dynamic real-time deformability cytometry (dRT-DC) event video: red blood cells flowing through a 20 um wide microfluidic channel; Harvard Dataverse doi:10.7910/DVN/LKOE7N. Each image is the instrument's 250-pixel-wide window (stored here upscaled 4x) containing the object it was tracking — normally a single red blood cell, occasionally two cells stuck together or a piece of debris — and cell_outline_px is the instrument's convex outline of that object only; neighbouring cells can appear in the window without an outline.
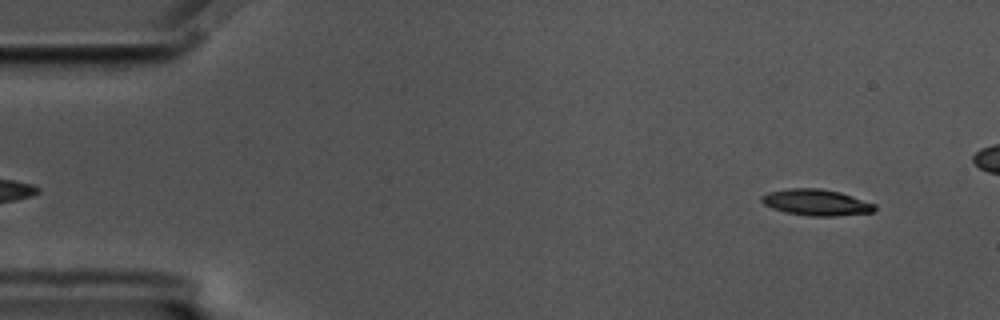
{"species": "common noctule bat (a hibernating species)", "species_latin": "Nyctalus noctula", "temperature_condition": "cold", "stored_images_in_passage": 51, "camera_frame_rate_fps": 3000, "um_per_image_px": 0.085, "animal": {"sex": "male", "body_mass_g": 17.5, "forearm_length_mm": 52.3}, "frame": {"image": 1, "passage_image": 4, "time_ms": 1.0, "image_size_px": [1000, 320], "cell_outline_px": [[876, 212], [836, 216], [812, 216], [784, 212], [772, 208], [764, 204], [760, 200], [760, 196], [768, 192], [788, 188], [820, 188], [840, 192], [876, 204]], "centroid_in_image_um": [69.39, 17.2], "position_along_channel_um": 15.6, "area_um2": 17.46}}
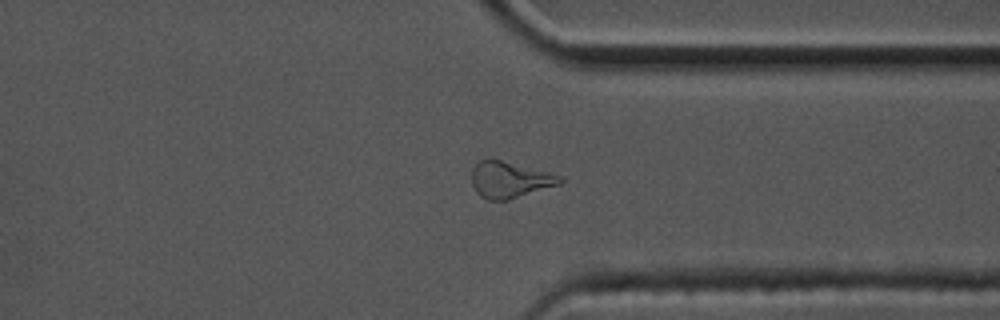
{"frame": {"image": 2, "passage_image": 43, "time_ms": 14.0, "image_size_px": [1000, 320], "cell_outline_px": [[564, 180], [560, 184], [508, 200], [488, 200], [480, 196], [476, 192], [472, 184], [472, 168], [480, 160], [500, 160], [552, 172], [564, 176]], "centroid_in_image_um": [43.36, 15.28], "position_along_channel_um": 368.0, "area_um2": 18.73}}
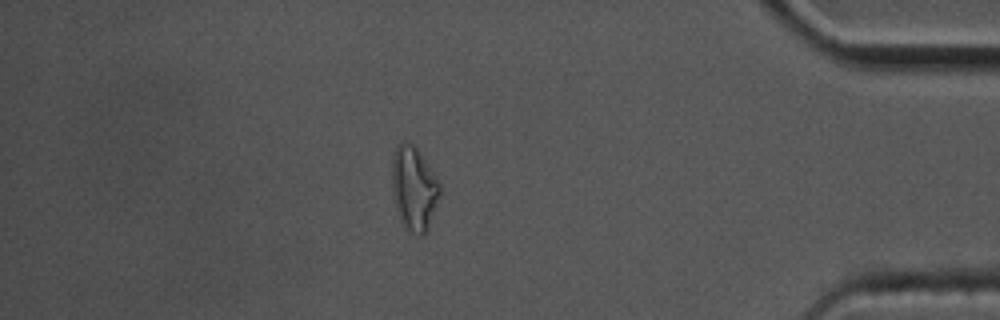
{"frame": {"image": 3, "passage_image": 49, "time_ms": 16.0, "image_size_px": [1000, 320], "cell_outline_px": [[444, 192], [428, 228], [420, 236], [408, 232], [400, 220], [392, 188], [392, 152], [396, 144], [400, 140], [404, 140], [412, 144], [416, 148], [440, 184]], "centroid_in_image_um": [35.2, 16.01], "position_along_channel_um": 400.0, "area_um2": 23.76}, "authors_computed_cell_mechanics": {"area_um2": 17.5712, "velocity_mm_per_s": 3.4951, "shape_relaxation_time_tau1_ms": 3.718, "shape_relaxation_time_tau2_ms": null, "deformation_change_tau1": 0.1762, "deformation_change_tau2": null}}